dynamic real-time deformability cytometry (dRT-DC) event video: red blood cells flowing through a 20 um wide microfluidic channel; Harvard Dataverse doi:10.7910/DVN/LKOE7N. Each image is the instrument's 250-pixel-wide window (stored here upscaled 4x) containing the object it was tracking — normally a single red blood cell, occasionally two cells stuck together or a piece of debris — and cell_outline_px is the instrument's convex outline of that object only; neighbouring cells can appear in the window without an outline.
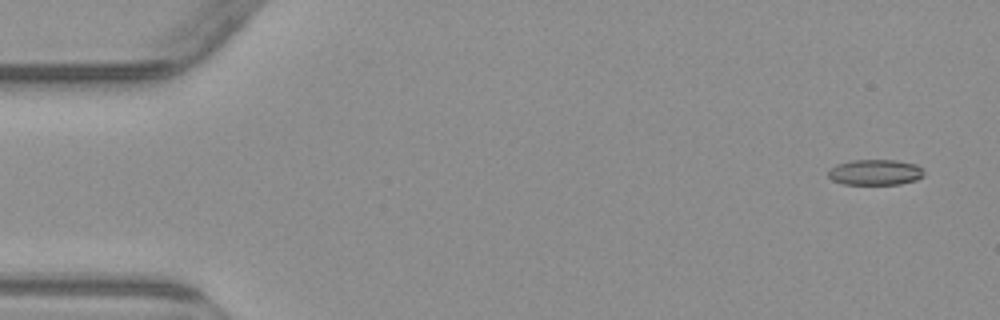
{"species": "common noctule bat (a hibernating species)", "species_latin": "Nyctalus noctula", "temperature_condition": "warm", "stored_images_in_passage": 6, "camera_frame_rate_fps": 3000, "um_per_image_px": 0.085, "animal": {"sex": "male", "body_mass_g": 23.1, "forearm_length_mm": 52.7}, "frame": {"image": 1, "passage_image": 1, "time_ms": 0.0, "image_size_px": [1000, 320], "cell_outline_px": [[924, 176], [916, 180], [900, 184], [844, 184], [832, 180], [828, 176], [828, 172], [836, 164], [852, 160], [896, 160], [916, 164], [924, 172]], "centroid_in_image_um": [74.4, 14.64], "position_along_channel_um": 10.6, "area_um2": 14.28}}
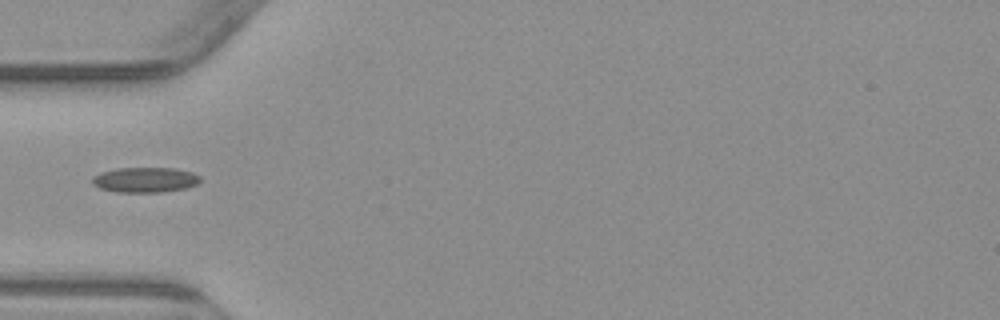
{"frame": {"image": 2, "passage_image": 5, "time_ms": 5.0, "image_size_px": [1000, 320], "cell_outline_px": [[200, 180], [196, 184], [188, 188], [160, 192], [116, 192], [100, 188], [92, 184], [92, 176], [100, 172], [116, 168], [176, 168], [192, 172], [200, 176]], "centroid_in_image_um": [12.32, 15.28], "position_along_channel_um": 72.7, "area_um2": 15.95}}
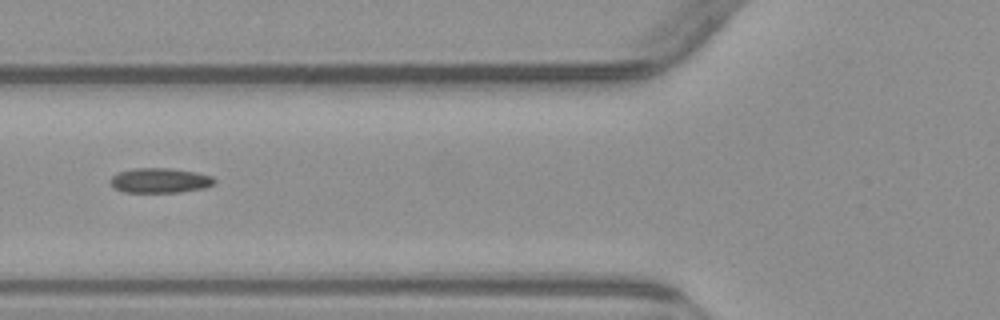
{"frame": {"image": 3, "passage_image": 6, "time_ms": 6.0, "image_size_px": [1000, 320], "cell_outline_px": [[216, 184], [204, 188], [180, 192], [124, 192], [116, 188], [108, 180], [116, 172], [132, 168], [168, 168], [196, 172], [212, 176], [216, 180]], "centroid_in_image_um": [13.6, 15.33], "position_along_channel_um": 112.2, "area_um2": 15.2}}